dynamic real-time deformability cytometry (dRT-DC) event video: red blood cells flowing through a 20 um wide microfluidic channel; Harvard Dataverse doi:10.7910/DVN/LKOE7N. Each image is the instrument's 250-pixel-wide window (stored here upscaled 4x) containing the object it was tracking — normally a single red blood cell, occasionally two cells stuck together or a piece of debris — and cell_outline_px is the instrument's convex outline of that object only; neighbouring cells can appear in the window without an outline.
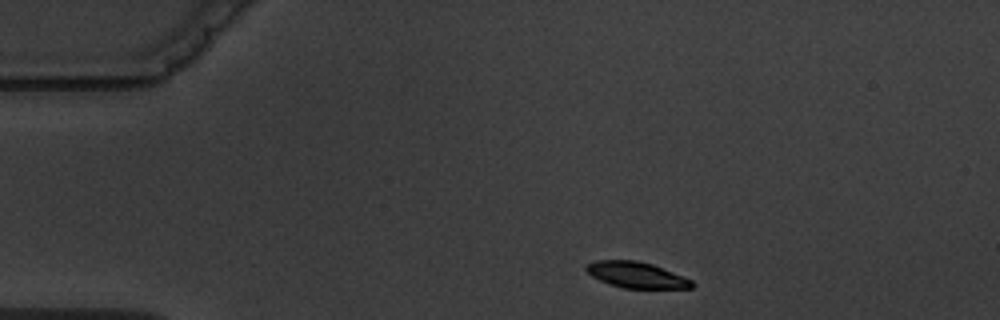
{"species": "common noctule bat (a hibernating species)", "species_latin": "Nyctalus noctula", "temperature_condition": "warm", "stored_images_in_passage": 4, "camera_frame_rate_fps": 3000, "um_per_image_px": 0.085, "animal": {"sex": "male", "body_mass_g": 19.5, "forearm_length_mm": 54.6}, "frame": {"image": 1, "passage_image": 1, "time_ms": 0.0, "image_size_px": [1000, 320], "cell_outline_px": [[696, 284], [692, 288], [624, 288], [608, 284], [592, 276], [584, 268], [584, 264], [596, 260], [636, 260], [652, 264], [692, 280]], "centroid_in_image_um": [54.06, 23.36], "position_along_channel_um": 30.9, "area_um2": 16.01}}
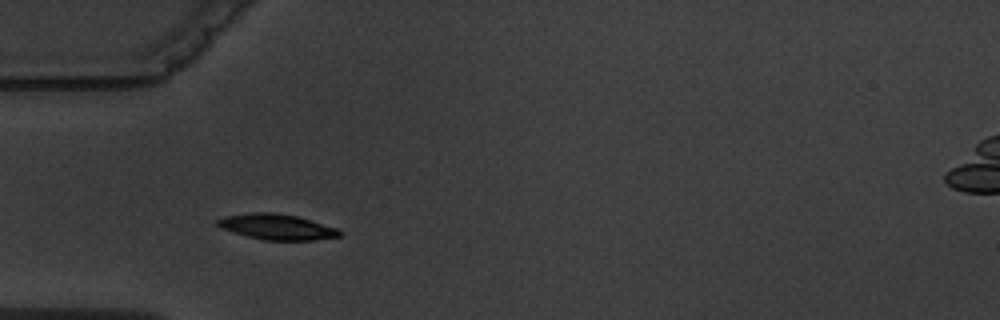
{"frame": {"image": 2, "passage_image": 3, "time_ms": 2.333, "image_size_px": [1000, 320], "cell_outline_px": [[344, 232], [340, 236], [312, 240], [264, 240], [248, 236], [220, 228], [216, 224], [216, 220], [224, 216], [252, 212], [272, 212], [296, 216], [336, 228]], "centroid_in_image_um": [23.5, 19.28], "position_along_channel_um": 61.5, "area_um2": 18.03}}
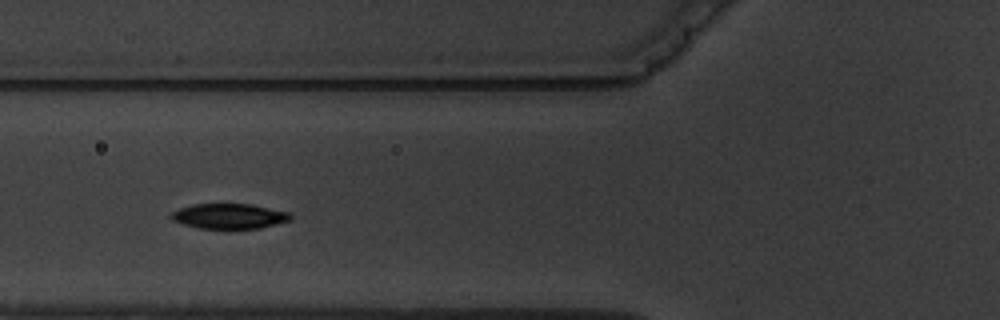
{"frame": {"image": 3, "passage_image": 4, "time_ms": 3.667, "image_size_px": [1000, 320], "cell_outline_px": [[292, 216], [288, 220], [276, 224], [260, 228], [200, 228], [184, 224], [172, 220], [168, 216], [172, 212], [180, 208], [192, 204], [252, 204], [288, 212]], "centroid_in_image_um": [19.45, 18.36], "position_along_channel_um": 106.4, "area_um2": 17.28}}